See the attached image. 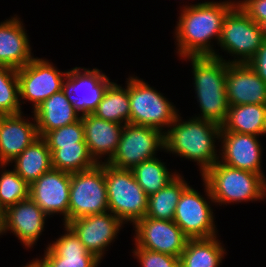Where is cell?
<instances>
[{
	"label": "cell",
	"mask_w": 266,
	"mask_h": 267,
	"mask_svg": "<svg viewBox=\"0 0 266 267\" xmlns=\"http://www.w3.org/2000/svg\"><path fill=\"white\" fill-rule=\"evenodd\" d=\"M266 83V41H264L253 57L246 63Z\"/></svg>",
	"instance_id": "cell-36"
},
{
	"label": "cell",
	"mask_w": 266,
	"mask_h": 267,
	"mask_svg": "<svg viewBox=\"0 0 266 267\" xmlns=\"http://www.w3.org/2000/svg\"><path fill=\"white\" fill-rule=\"evenodd\" d=\"M226 94L229 106L266 105V83L246 63L227 62Z\"/></svg>",
	"instance_id": "cell-20"
},
{
	"label": "cell",
	"mask_w": 266,
	"mask_h": 267,
	"mask_svg": "<svg viewBox=\"0 0 266 267\" xmlns=\"http://www.w3.org/2000/svg\"><path fill=\"white\" fill-rule=\"evenodd\" d=\"M262 176L218 160L201 178L208 184L216 206L222 207L234 203L264 202Z\"/></svg>",
	"instance_id": "cell-4"
},
{
	"label": "cell",
	"mask_w": 266,
	"mask_h": 267,
	"mask_svg": "<svg viewBox=\"0 0 266 267\" xmlns=\"http://www.w3.org/2000/svg\"><path fill=\"white\" fill-rule=\"evenodd\" d=\"M131 253L141 267H180V258L148 249L132 247Z\"/></svg>",
	"instance_id": "cell-34"
},
{
	"label": "cell",
	"mask_w": 266,
	"mask_h": 267,
	"mask_svg": "<svg viewBox=\"0 0 266 267\" xmlns=\"http://www.w3.org/2000/svg\"><path fill=\"white\" fill-rule=\"evenodd\" d=\"M262 186H263V200L266 199V174L262 176Z\"/></svg>",
	"instance_id": "cell-37"
},
{
	"label": "cell",
	"mask_w": 266,
	"mask_h": 267,
	"mask_svg": "<svg viewBox=\"0 0 266 267\" xmlns=\"http://www.w3.org/2000/svg\"><path fill=\"white\" fill-rule=\"evenodd\" d=\"M34 114L37 132L44 137L49 131L72 124L81 118L74 109L72 99L65 89L54 93L31 112Z\"/></svg>",
	"instance_id": "cell-23"
},
{
	"label": "cell",
	"mask_w": 266,
	"mask_h": 267,
	"mask_svg": "<svg viewBox=\"0 0 266 267\" xmlns=\"http://www.w3.org/2000/svg\"><path fill=\"white\" fill-rule=\"evenodd\" d=\"M189 184L183 174L179 173L164 188L149 196L146 217L173 221L180 196Z\"/></svg>",
	"instance_id": "cell-28"
},
{
	"label": "cell",
	"mask_w": 266,
	"mask_h": 267,
	"mask_svg": "<svg viewBox=\"0 0 266 267\" xmlns=\"http://www.w3.org/2000/svg\"><path fill=\"white\" fill-rule=\"evenodd\" d=\"M84 140L97 164L108 163L118 148L124 125L98 118L93 113L81 116Z\"/></svg>",
	"instance_id": "cell-22"
},
{
	"label": "cell",
	"mask_w": 266,
	"mask_h": 267,
	"mask_svg": "<svg viewBox=\"0 0 266 267\" xmlns=\"http://www.w3.org/2000/svg\"><path fill=\"white\" fill-rule=\"evenodd\" d=\"M179 113L164 132V152L196 162L202 176L219 160L221 126L212 121Z\"/></svg>",
	"instance_id": "cell-2"
},
{
	"label": "cell",
	"mask_w": 266,
	"mask_h": 267,
	"mask_svg": "<svg viewBox=\"0 0 266 267\" xmlns=\"http://www.w3.org/2000/svg\"><path fill=\"white\" fill-rule=\"evenodd\" d=\"M21 267H39V265H38V263L35 261V259L33 257L31 261L27 262L26 265H23Z\"/></svg>",
	"instance_id": "cell-38"
},
{
	"label": "cell",
	"mask_w": 266,
	"mask_h": 267,
	"mask_svg": "<svg viewBox=\"0 0 266 267\" xmlns=\"http://www.w3.org/2000/svg\"><path fill=\"white\" fill-rule=\"evenodd\" d=\"M132 227V245L179 258L189 239L174 221L145 216Z\"/></svg>",
	"instance_id": "cell-13"
},
{
	"label": "cell",
	"mask_w": 266,
	"mask_h": 267,
	"mask_svg": "<svg viewBox=\"0 0 266 267\" xmlns=\"http://www.w3.org/2000/svg\"><path fill=\"white\" fill-rule=\"evenodd\" d=\"M204 188L198 191L189 185L181 194L177 203L173 221L189 239L211 238L219 235L216 227V204L208 184L201 179ZM204 194V195H203ZM214 209V210H213Z\"/></svg>",
	"instance_id": "cell-8"
},
{
	"label": "cell",
	"mask_w": 266,
	"mask_h": 267,
	"mask_svg": "<svg viewBox=\"0 0 266 267\" xmlns=\"http://www.w3.org/2000/svg\"><path fill=\"white\" fill-rule=\"evenodd\" d=\"M68 70L61 71L51 60L34 57L24 67L17 69L20 103H31L32 111L41 103L64 89Z\"/></svg>",
	"instance_id": "cell-10"
},
{
	"label": "cell",
	"mask_w": 266,
	"mask_h": 267,
	"mask_svg": "<svg viewBox=\"0 0 266 267\" xmlns=\"http://www.w3.org/2000/svg\"><path fill=\"white\" fill-rule=\"evenodd\" d=\"M29 185L52 168L51 151L43 137L34 140L8 164Z\"/></svg>",
	"instance_id": "cell-25"
},
{
	"label": "cell",
	"mask_w": 266,
	"mask_h": 267,
	"mask_svg": "<svg viewBox=\"0 0 266 267\" xmlns=\"http://www.w3.org/2000/svg\"><path fill=\"white\" fill-rule=\"evenodd\" d=\"M28 115H0V164L8 165L39 137L34 114Z\"/></svg>",
	"instance_id": "cell-19"
},
{
	"label": "cell",
	"mask_w": 266,
	"mask_h": 267,
	"mask_svg": "<svg viewBox=\"0 0 266 267\" xmlns=\"http://www.w3.org/2000/svg\"><path fill=\"white\" fill-rule=\"evenodd\" d=\"M221 131L266 135V105L242 104L229 106Z\"/></svg>",
	"instance_id": "cell-26"
},
{
	"label": "cell",
	"mask_w": 266,
	"mask_h": 267,
	"mask_svg": "<svg viewBox=\"0 0 266 267\" xmlns=\"http://www.w3.org/2000/svg\"><path fill=\"white\" fill-rule=\"evenodd\" d=\"M261 137L230 131L220 132L219 161L233 168L263 175Z\"/></svg>",
	"instance_id": "cell-17"
},
{
	"label": "cell",
	"mask_w": 266,
	"mask_h": 267,
	"mask_svg": "<svg viewBox=\"0 0 266 267\" xmlns=\"http://www.w3.org/2000/svg\"><path fill=\"white\" fill-rule=\"evenodd\" d=\"M67 225L75 232L88 252L103 261L109 247L118 239L125 224L110 211L80 217Z\"/></svg>",
	"instance_id": "cell-15"
},
{
	"label": "cell",
	"mask_w": 266,
	"mask_h": 267,
	"mask_svg": "<svg viewBox=\"0 0 266 267\" xmlns=\"http://www.w3.org/2000/svg\"><path fill=\"white\" fill-rule=\"evenodd\" d=\"M261 25L253 21L237 4L222 22V33L215 57L228 63H247L264 42ZM224 52V56L221 54ZM226 52V53H225ZM221 54V55H220ZM225 54L229 55L225 59ZM233 58V59H232Z\"/></svg>",
	"instance_id": "cell-6"
},
{
	"label": "cell",
	"mask_w": 266,
	"mask_h": 267,
	"mask_svg": "<svg viewBox=\"0 0 266 267\" xmlns=\"http://www.w3.org/2000/svg\"><path fill=\"white\" fill-rule=\"evenodd\" d=\"M218 236L188 239L180 256V267H220L228 253Z\"/></svg>",
	"instance_id": "cell-24"
},
{
	"label": "cell",
	"mask_w": 266,
	"mask_h": 267,
	"mask_svg": "<svg viewBox=\"0 0 266 267\" xmlns=\"http://www.w3.org/2000/svg\"><path fill=\"white\" fill-rule=\"evenodd\" d=\"M132 171L138 185L148 197L164 188L180 173L168 168L166 162L158 156L137 164Z\"/></svg>",
	"instance_id": "cell-29"
},
{
	"label": "cell",
	"mask_w": 266,
	"mask_h": 267,
	"mask_svg": "<svg viewBox=\"0 0 266 267\" xmlns=\"http://www.w3.org/2000/svg\"><path fill=\"white\" fill-rule=\"evenodd\" d=\"M130 124L160 129L163 133L180 113L176 105L139 76H128Z\"/></svg>",
	"instance_id": "cell-5"
},
{
	"label": "cell",
	"mask_w": 266,
	"mask_h": 267,
	"mask_svg": "<svg viewBox=\"0 0 266 267\" xmlns=\"http://www.w3.org/2000/svg\"><path fill=\"white\" fill-rule=\"evenodd\" d=\"M109 211L124 224L134 225L146 216L148 196L138 185L132 170L104 163Z\"/></svg>",
	"instance_id": "cell-7"
},
{
	"label": "cell",
	"mask_w": 266,
	"mask_h": 267,
	"mask_svg": "<svg viewBox=\"0 0 266 267\" xmlns=\"http://www.w3.org/2000/svg\"><path fill=\"white\" fill-rule=\"evenodd\" d=\"M113 81L106 89L97 109L93 112L98 118L122 125L130 123V102L128 78L125 86Z\"/></svg>",
	"instance_id": "cell-27"
},
{
	"label": "cell",
	"mask_w": 266,
	"mask_h": 267,
	"mask_svg": "<svg viewBox=\"0 0 266 267\" xmlns=\"http://www.w3.org/2000/svg\"><path fill=\"white\" fill-rule=\"evenodd\" d=\"M264 40L266 41V22L261 24Z\"/></svg>",
	"instance_id": "cell-40"
},
{
	"label": "cell",
	"mask_w": 266,
	"mask_h": 267,
	"mask_svg": "<svg viewBox=\"0 0 266 267\" xmlns=\"http://www.w3.org/2000/svg\"><path fill=\"white\" fill-rule=\"evenodd\" d=\"M71 173L51 168L30 184L29 197L51 218L60 215L69 222Z\"/></svg>",
	"instance_id": "cell-14"
},
{
	"label": "cell",
	"mask_w": 266,
	"mask_h": 267,
	"mask_svg": "<svg viewBox=\"0 0 266 267\" xmlns=\"http://www.w3.org/2000/svg\"><path fill=\"white\" fill-rule=\"evenodd\" d=\"M23 112L20 103L17 70L0 65V115H14Z\"/></svg>",
	"instance_id": "cell-32"
},
{
	"label": "cell",
	"mask_w": 266,
	"mask_h": 267,
	"mask_svg": "<svg viewBox=\"0 0 266 267\" xmlns=\"http://www.w3.org/2000/svg\"><path fill=\"white\" fill-rule=\"evenodd\" d=\"M50 218L30 197L3 212V236L6 233L20 240L23 249H32L42 236Z\"/></svg>",
	"instance_id": "cell-16"
},
{
	"label": "cell",
	"mask_w": 266,
	"mask_h": 267,
	"mask_svg": "<svg viewBox=\"0 0 266 267\" xmlns=\"http://www.w3.org/2000/svg\"><path fill=\"white\" fill-rule=\"evenodd\" d=\"M62 226L64 233L47 243L42 257L34 258L39 267H99L102 261L87 251L67 224Z\"/></svg>",
	"instance_id": "cell-18"
},
{
	"label": "cell",
	"mask_w": 266,
	"mask_h": 267,
	"mask_svg": "<svg viewBox=\"0 0 266 267\" xmlns=\"http://www.w3.org/2000/svg\"><path fill=\"white\" fill-rule=\"evenodd\" d=\"M179 60L189 62L192 70L194 98L200 109V113L192 117L221 126L229 109L226 94L227 62L215 56H189Z\"/></svg>",
	"instance_id": "cell-3"
},
{
	"label": "cell",
	"mask_w": 266,
	"mask_h": 267,
	"mask_svg": "<svg viewBox=\"0 0 266 267\" xmlns=\"http://www.w3.org/2000/svg\"><path fill=\"white\" fill-rule=\"evenodd\" d=\"M23 19L17 14L0 22V65L20 69L35 56Z\"/></svg>",
	"instance_id": "cell-21"
},
{
	"label": "cell",
	"mask_w": 266,
	"mask_h": 267,
	"mask_svg": "<svg viewBox=\"0 0 266 267\" xmlns=\"http://www.w3.org/2000/svg\"><path fill=\"white\" fill-rule=\"evenodd\" d=\"M7 164H0V209L8 207L29 197L30 185Z\"/></svg>",
	"instance_id": "cell-31"
},
{
	"label": "cell",
	"mask_w": 266,
	"mask_h": 267,
	"mask_svg": "<svg viewBox=\"0 0 266 267\" xmlns=\"http://www.w3.org/2000/svg\"><path fill=\"white\" fill-rule=\"evenodd\" d=\"M48 146H77L84 140V127L82 119L49 131L44 137Z\"/></svg>",
	"instance_id": "cell-33"
},
{
	"label": "cell",
	"mask_w": 266,
	"mask_h": 267,
	"mask_svg": "<svg viewBox=\"0 0 266 267\" xmlns=\"http://www.w3.org/2000/svg\"><path fill=\"white\" fill-rule=\"evenodd\" d=\"M3 235V211L0 209V237Z\"/></svg>",
	"instance_id": "cell-39"
},
{
	"label": "cell",
	"mask_w": 266,
	"mask_h": 267,
	"mask_svg": "<svg viewBox=\"0 0 266 267\" xmlns=\"http://www.w3.org/2000/svg\"><path fill=\"white\" fill-rule=\"evenodd\" d=\"M164 153V133L157 128L125 124L116 153L108 164L118 169L132 170L137 164Z\"/></svg>",
	"instance_id": "cell-11"
},
{
	"label": "cell",
	"mask_w": 266,
	"mask_h": 267,
	"mask_svg": "<svg viewBox=\"0 0 266 267\" xmlns=\"http://www.w3.org/2000/svg\"><path fill=\"white\" fill-rule=\"evenodd\" d=\"M108 211L104 163L71 173L69 221Z\"/></svg>",
	"instance_id": "cell-9"
},
{
	"label": "cell",
	"mask_w": 266,
	"mask_h": 267,
	"mask_svg": "<svg viewBox=\"0 0 266 267\" xmlns=\"http://www.w3.org/2000/svg\"><path fill=\"white\" fill-rule=\"evenodd\" d=\"M191 2L186 1L187 4L179 7V16L173 29L175 56L179 59L189 56H215V47L222 33V22L236 5V0Z\"/></svg>",
	"instance_id": "cell-1"
},
{
	"label": "cell",
	"mask_w": 266,
	"mask_h": 267,
	"mask_svg": "<svg viewBox=\"0 0 266 267\" xmlns=\"http://www.w3.org/2000/svg\"><path fill=\"white\" fill-rule=\"evenodd\" d=\"M51 151L52 168L76 173L94 167L97 163L91 157L85 140L77 146H48Z\"/></svg>",
	"instance_id": "cell-30"
},
{
	"label": "cell",
	"mask_w": 266,
	"mask_h": 267,
	"mask_svg": "<svg viewBox=\"0 0 266 267\" xmlns=\"http://www.w3.org/2000/svg\"><path fill=\"white\" fill-rule=\"evenodd\" d=\"M97 67H73L68 69L64 89L73 102L74 109L81 115L93 113L107 89L113 82Z\"/></svg>",
	"instance_id": "cell-12"
},
{
	"label": "cell",
	"mask_w": 266,
	"mask_h": 267,
	"mask_svg": "<svg viewBox=\"0 0 266 267\" xmlns=\"http://www.w3.org/2000/svg\"><path fill=\"white\" fill-rule=\"evenodd\" d=\"M236 4L257 24L266 22V0H236Z\"/></svg>",
	"instance_id": "cell-35"
}]
</instances>
